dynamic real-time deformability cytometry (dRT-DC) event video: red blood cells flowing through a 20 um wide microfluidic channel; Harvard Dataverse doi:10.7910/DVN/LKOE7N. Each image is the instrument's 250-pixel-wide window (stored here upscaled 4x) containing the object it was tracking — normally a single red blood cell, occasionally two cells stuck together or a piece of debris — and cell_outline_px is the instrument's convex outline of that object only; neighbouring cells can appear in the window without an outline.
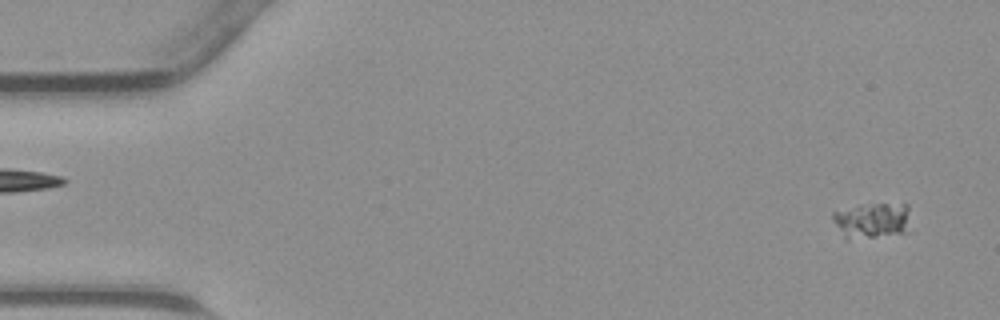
{"species": "common noctule bat (a hibernating species)", "species_latin": "Nyctalus noctula", "temperature_condition": "warm", "stored_images_in_passage": 44, "camera_frame_rate_fps": 3000, "um_per_image_px": 0.085, "animal": {"sex": "male", "body_mass_g": 23.1, "forearm_length_mm": 52.7}, "frame": {"image": 1, "passage_image": 1, "time_ms": 0.0, "image_size_px": [1000, 320], "cell_outline_px": [[908, 208], [904, 232], [848, 240], [844, 236], [832, 220], [832, 212], [872, 204], [908, 204]], "centroid_in_image_um": [74.05, 18.74], "position_along_channel_um": 10.9, "area_um2": 15.32}}
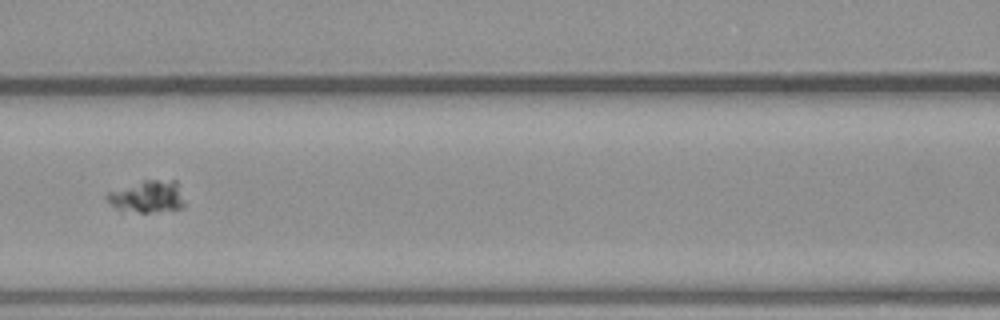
{"frame": {"image": 2, "passage_image": 19, "time_ms": 6.0, "image_size_px": [1000, 320], "cell_outline_px": [[184, 208], [148, 212], [120, 212], [108, 200], [108, 192], [144, 180], [176, 180], [184, 200]], "centroid_in_image_um": [12.55, 16.72], "position_along_channel_um": 154.0, "area_um2": 14.39}}
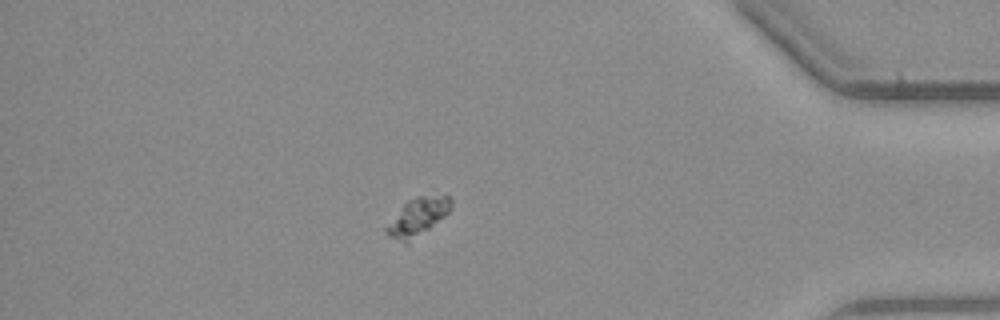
{"frame": {"image": 3, "passage_image": 38, "time_ms": 12.333, "image_size_px": [1000, 320], "cell_outline_px": [[452, 208], [444, 216], [408, 244], [388, 236], [384, 232], [384, 228], [404, 204], [408, 200], [416, 196], [444, 192], [452, 200]], "centroid_in_image_um": [35.53, 18.39], "position_along_channel_um": 399.7, "area_um2": 14.45}}